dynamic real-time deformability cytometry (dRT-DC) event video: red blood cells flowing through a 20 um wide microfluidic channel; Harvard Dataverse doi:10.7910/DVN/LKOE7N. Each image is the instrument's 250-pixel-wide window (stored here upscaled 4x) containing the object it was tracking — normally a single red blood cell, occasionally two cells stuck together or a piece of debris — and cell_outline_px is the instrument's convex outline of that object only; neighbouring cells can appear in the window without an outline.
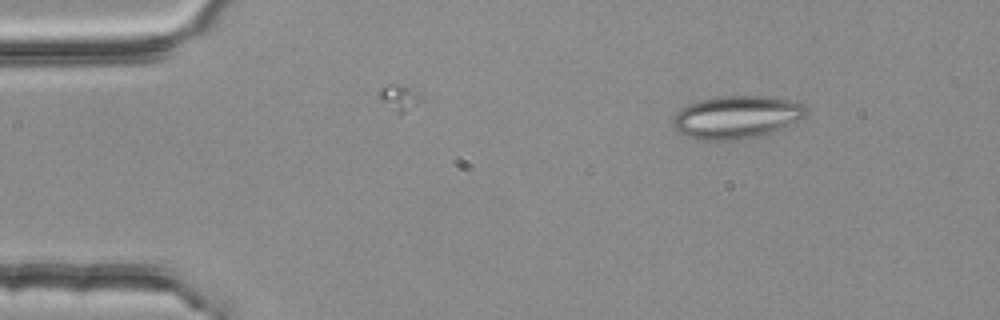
{"species": "common noctule bat (a hibernating species)", "species_latin": "Nyctalus noctula", "temperature_condition": "room temperature", "stored_images_in_passage": 3, "camera_frame_rate_fps": 3000, "um_per_image_px": 0.085, "animal": {"sex": "female", "body_mass_g": 25.1}, "frame": {"image": 1, "passage_image": 1, "time_ms": 0.0, "image_size_px": [1000, 320], "cell_outline_px": [[812, 108], [804, 116], [780, 128], [756, 136], [728, 140], [704, 140], [688, 136], [680, 132], [672, 124], [672, 120], [676, 112], [688, 104], [720, 96], [768, 96], [788, 100], [804, 104]], "centroid_in_image_um": [62.61, 9.93], "position_along_channel_um": 22.4, "area_um2": 32.6}}
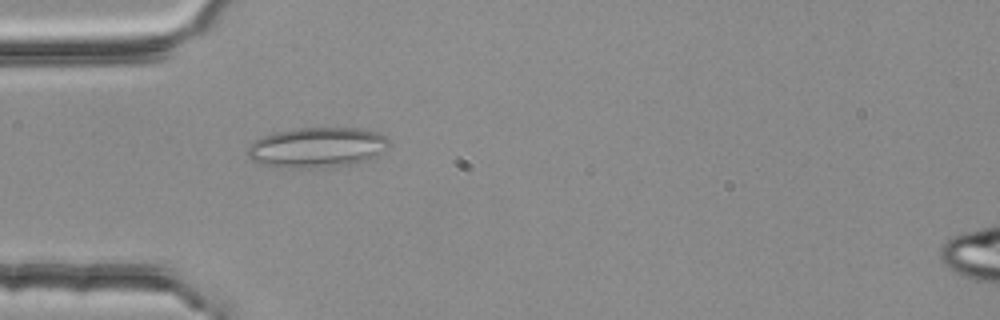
{"frame": {"image": 2, "passage_image": 3, "time_ms": 0.667, "image_size_px": [1000, 320], "cell_outline_px": [[388, 144], [384, 152], [368, 160], [340, 164], [304, 168], [288, 168], [256, 164], [248, 156], [248, 148], [256, 140], [264, 136], [276, 132], [296, 128], [360, 128], [376, 132], [384, 136], [388, 140]], "centroid_in_image_um": [26.93, 12.52], "position_along_channel_um": 58.1, "area_um2": 32.66}}